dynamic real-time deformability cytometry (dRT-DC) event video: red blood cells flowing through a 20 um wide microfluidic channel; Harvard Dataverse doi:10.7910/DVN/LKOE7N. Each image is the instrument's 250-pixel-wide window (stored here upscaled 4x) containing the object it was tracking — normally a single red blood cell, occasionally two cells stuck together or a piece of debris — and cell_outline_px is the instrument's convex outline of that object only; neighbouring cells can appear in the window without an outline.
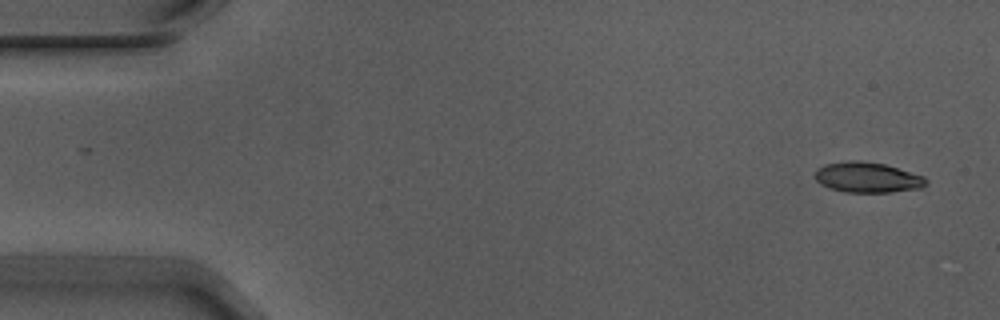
{"species": "Egyptian fruit bat (a non-hibernating species)", "species_latin": "Rousettus aegyptiacus", "temperature_condition": "warm", "stored_images_in_passage": 5, "segment_of_instrument_passage": [1, 2], "camera_frame_rate_fps": 3000, "um_per_image_px": 0.085, "animal": {"sex": "male"}, "frame": {"image": 1, "passage_image": 1, "time_ms": 0.0, "image_size_px": [1000, 320], "cell_outline_px": [[928, 184], [920, 188], [888, 192], [844, 192], [820, 184], [816, 180], [816, 168], [824, 164], [852, 160], [856, 160], [884, 164], [924, 176], [928, 180]], "centroid_in_image_um": [73.73, 15.07], "position_along_channel_um": 11.3, "area_um2": 19.54}}